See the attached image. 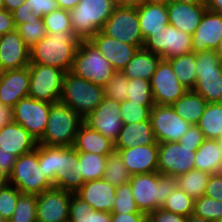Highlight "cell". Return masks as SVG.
Instances as JSON below:
<instances>
[{
  "instance_id": "6da1fadb",
  "label": "cell",
  "mask_w": 222,
  "mask_h": 222,
  "mask_svg": "<svg viewBox=\"0 0 222 222\" xmlns=\"http://www.w3.org/2000/svg\"><path fill=\"white\" fill-rule=\"evenodd\" d=\"M38 163L54 188L76 193L85 183L79 152L72 147L38 144Z\"/></svg>"
},
{
  "instance_id": "7a4b0ae2",
  "label": "cell",
  "mask_w": 222,
  "mask_h": 222,
  "mask_svg": "<svg viewBox=\"0 0 222 222\" xmlns=\"http://www.w3.org/2000/svg\"><path fill=\"white\" fill-rule=\"evenodd\" d=\"M79 42L73 31L47 33L29 49L30 64L57 67L67 73L72 68Z\"/></svg>"
},
{
  "instance_id": "3957f363",
  "label": "cell",
  "mask_w": 222,
  "mask_h": 222,
  "mask_svg": "<svg viewBox=\"0 0 222 222\" xmlns=\"http://www.w3.org/2000/svg\"><path fill=\"white\" fill-rule=\"evenodd\" d=\"M129 182L138 209L148 215L160 208L176 190L178 177L153 172L131 175Z\"/></svg>"
},
{
  "instance_id": "277c9868",
  "label": "cell",
  "mask_w": 222,
  "mask_h": 222,
  "mask_svg": "<svg viewBox=\"0 0 222 222\" xmlns=\"http://www.w3.org/2000/svg\"><path fill=\"white\" fill-rule=\"evenodd\" d=\"M83 118L61 101L51 104L48 122L38 144L72 147Z\"/></svg>"
},
{
  "instance_id": "5b68a950",
  "label": "cell",
  "mask_w": 222,
  "mask_h": 222,
  "mask_svg": "<svg viewBox=\"0 0 222 222\" xmlns=\"http://www.w3.org/2000/svg\"><path fill=\"white\" fill-rule=\"evenodd\" d=\"M114 8V0H80L69 10L72 31L80 40H90L103 29Z\"/></svg>"
},
{
  "instance_id": "8992f818",
  "label": "cell",
  "mask_w": 222,
  "mask_h": 222,
  "mask_svg": "<svg viewBox=\"0 0 222 222\" xmlns=\"http://www.w3.org/2000/svg\"><path fill=\"white\" fill-rule=\"evenodd\" d=\"M104 96L103 87L70 71L65 74L60 101L71 107L82 118L94 111Z\"/></svg>"
},
{
  "instance_id": "52a82bcc",
  "label": "cell",
  "mask_w": 222,
  "mask_h": 222,
  "mask_svg": "<svg viewBox=\"0 0 222 222\" xmlns=\"http://www.w3.org/2000/svg\"><path fill=\"white\" fill-rule=\"evenodd\" d=\"M70 72L104 88L115 70L90 40H80Z\"/></svg>"
},
{
  "instance_id": "ba28073f",
  "label": "cell",
  "mask_w": 222,
  "mask_h": 222,
  "mask_svg": "<svg viewBox=\"0 0 222 222\" xmlns=\"http://www.w3.org/2000/svg\"><path fill=\"white\" fill-rule=\"evenodd\" d=\"M196 83L193 91L207 103L222 102V61L215 50L196 53Z\"/></svg>"
},
{
  "instance_id": "9c48e42d",
  "label": "cell",
  "mask_w": 222,
  "mask_h": 222,
  "mask_svg": "<svg viewBox=\"0 0 222 222\" xmlns=\"http://www.w3.org/2000/svg\"><path fill=\"white\" fill-rule=\"evenodd\" d=\"M9 183L22 193L39 195L53 188V184L44 175L38 163V145L34 151L17 157Z\"/></svg>"
},
{
  "instance_id": "30bf717a",
  "label": "cell",
  "mask_w": 222,
  "mask_h": 222,
  "mask_svg": "<svg viewBox=\"0 0 222 222\" xmlns=\"http://www.w3.org/2000/svg\"><path fill=\"white\" fill-rule=\"evenodd\" d=\"M30 88L28 96L48 103L60 101L65 72L57 67L30 64Z\"/></svg>"
},
{
  "instance_id": "8fae6325",
  "label": "cell",
  "mask_w": 222,
  "mask_h": 222,
  "mask_svg": "<svg viewBox=\"0 0 222 222\" xmlns=\"http://www.w3.org/2000/svg\"><path fill=\"white\" fill-rule=\"evenodd\" d=\"M142 48L167 60L192 52V35L167 24L162 31L150 33L144 39Z\"/></svg>"
},
{
  "instance_id": "7c38bea8",
  "label": "cell",
  "mask_w": 222,
  "mask_h": 222,
  "mask_svg": "<svg viewBox=\"0 0 222 222\" xmlns=\"http://www.w3.org/2000/svg\"><path fill=\"white\" fill-rule=\"evenodd\" d=\"M101 31L110 38L139 49L143 47L144 39L140 31L137 8L115 6Z\"/></svg>"
},
{
  "instance_id": "4fadbf2b",
  "label": "cell",
  "mask_w": 222,
  "mask_h": 222,
  "mask_svg": "<svg viewBox=\"0 0 222 222\" xmlns=\"http://www.w3.org/2000/svg\"><path fill=\"white\" fill-rule=\"evenodd\" d=\"M50 108L51 103L39 101L29 96L25 97L13 106V121L20 124L39 141L45 133Z\"/></svg>"
},
{
  "instance_id": "5bb4252c",
  "label": "cell",
  "mask_w": 222,
  "mask_h": 222,
  "mask_svg": "<svg viewBox=\"0 0 222 222\" xmlns=\"http://www.w3.org/2000/svg\"><path fill=\"white\" fill-rule=\"evenodd\" d=\"M150 120L157 143L178 142L191 124L176 114L172 106L155 104L150 112Z\"/></svg>"
},
{
  "instance_id": "9a60e30c",
  "label": "cell",
  "mask_w": 222,
  "mask_h": 222,
  "mask_svg": "<svg viewBox=\"0 0 222 222\" xmlns=\"http://www.w3.org/2000/svg\"><path fill=\"white\" fill-rule=\"evenodd\" d=\"M197 149L181 146L179 142L158 143V172L178 177L194 170Z\"/></svg>"
},
{
  "instance_id": "2e32d148",
  "label": "cell",
  "mask_w": 222,
  "mask_h": 222,
  "mask_svg": "<svg viewBox=\"0 0 222 222\" xmlns=\"http://www.w3.org/2000/svg\"><path fill=\"white\" fill-rule=\"evenodd\" d=\"M152 96L157 105L171 106L188 90L178 81L171 63L161 59L150 80Z\"/></svg>"
},
{
  "instance_id": "e0dca14e",
  "label": "cell",
  "mask_w": 222,
  "mask_h": 222,
  "mask_svg": "<svg viewBox=\"0 0 222 222\" xmlns=\"http://www.w3.org/2000/svg\"><path fill=\"white\" fill-rule=\"evenodd\" d=\"M120 106L121 102L104 96L96 109L83 118V122L114 143L123 126Z\"/></svg>"
},
{
  "instance_id": "ac0fdd59",
  "label": "cell",
  "mask_w": 222,
  "mask_h": 222,
  "mask_svg": "<svg viewBox=\"0 0 222 222\" xmlns=\"http://www.w3.org/2000/svg\"><path fill=\"white\" fill-rule=\"evenodd\" d=\"M71 196L54 187L37 195V222H68Z\"/></svg>"
},
{
  "instance_id": "d6986e66",
  "label": "cell",
  "mask_w": 222,
  "mask_h": 222,
  "mask_svg": "<svg viewBox=\"0 0 222 222\" xmlns=\"http://www.w3.org/2000/svg\"><path fill=\"white\" fill-rule=\"evenodd\" d=\"M30 65L29 48L15 29L0 37V72Z\"/></svg>"
},
{
  "instance_id": "ffe728a7",
  "label": "cell",
  "mask_w": 222,
  "mask_h": 222,
  "mask_svg": "<svg viewBox=\"0 0 222 222\" xmlns=\"http://www.w3.org/2000/svg\"><path fill=\"white\" fill-rule=\"evenodd\" d=\"M29 88V66L0 72V103L4 106L13 108L21 99L28 97Z\"/></svg>"
},
{
  "instance_id": "44dd1931",
  "label": "cell",
  "mask_w": 222,
  "mask_h": 222,
  "mask_svg": "<svg viewBox=\"0 0 222 222\" xmlns=\"http://www.w3.org/2000/svg\"><path fill=\"white\" fill-rule=\"evenodd\" d=\"M90 41L111 63L115 71H122L139 49L137 46L110 38L102 31L97 32Z\"/></svg>"
},
{
  "instance_id": "7402d4cb",
  "label": "cell",
  "mask_w": 222,
  "mask_h": 222,
  "mask_svg": "<svg viewBox=\"0 0 222 222\" xmlns=\"http://www.w3.org/2000/svg\"><path fill=\"white\" fill-rule=\"evenodd\" d=\"M222 39V14L206 10L192 35V52L215 50Z\"/></svg>"
},
{
  "instance_id": "603a6c76",
  "label": "cell",
  "mask_w": 222,
  "mask_h": 222,
  "mask_svg": "<svg viewBox=\"0 0 222 222\" xmlns=\"http://www.w3.org/2000/svg\"><path fill=\"white\" fill-rule=\"evenodd\" d=\"M119 150L123 163L131 175L158 172V145H137Z\"/></svg>"
},
{
  "instance_id": "cb8c5ba5",
  "label": "cell",
  "mask_w": 222,
  "mask_h": 222,
  "mask_svg": "<svg viewBox=\"0 0 222 222\" xmlns=\"http://www.w3.org/2000/svg\"><path fill=\"white\" fill-rule=\"evenodd\" d=\"M38 141L20 124L12 121L0 128V152L17 157L34 151Z\"/></svg>"
},
{
  "instance_id": "d4e9b609",
  "label": "cell",
  "mask_w": 222,
  "mask_h": 222,
  "mask_svg": "<svg viewBox=\"0 0 222 222\" xmlns=\"http://www.w3.org/2000/svg\"><path fill=\"white\" fill-rule=\"evenodd\" d=\"M115 192V186L104 179H99L85 182L75 194L92 209L111 213L116 199Z\"/></svg>"
},
{
  "instance_id": "484cf974",
  "label": "cell",
  "mask_w": 222,
  "mask_h": 222,
  "mask_svg": "<svg viewBox=\"0 0 222 222\" xmlns=\"http://www.w3.org/2000/svg\"><path fill=\"white\" fill-rule=\"evenodd\" d=\"M169 24L193 35L207 10L205 5H193L169 0L167 2Z\"/></svg>"
},
{
  "instance_id": "4316f807",
  "label": "cell",
  "mask_w": 222,
  "mask_h": 222,
  "mask_svg": "<svg viewBox=\"0 0 222 222\" xmlns=\"http://www.w3.org/2000/svg\"><path fill=\"white\" fill-rule=\"evenodd\" d=\"M140 31L145 39L169 24L167 2L146 1L137 8Z\"/></svg>"
},
{
  "instance_id": "83f0119b",
  "label": "cell",
  "mask_w": 222,
  "mask_h": 222,
  "mask_svg": "<svg viewBox=\"0 0 222 222\" xmlns=\"http://www.w3.org/2000/svg\"><path fill=\"white\" fill-rule=\"evenodd\" d=\"M137 145H158L153 133L151 120L123 124L114 142V149H128Z\"/></svg>"
},
{
  "instance_id": "f1b7e54d",
  "label": "cell",
  "mask_w": 222,
  "mask_h": 222,
  "mask_svg": "<svg viewBox=\"0 0 222 222\" xmlns=\"http://www.w3.org/2000/svg\"><path fill=\"white\" fill-rule=\"evenodd\" d=\"M80 153H93L107 156L114 149V143L97 130L84 123L77 132L73 146Z\"/></svg>"
},
{
  "instance_id": "f546056e",
  "label": "cell",
  "mask_w": 222,
  "mask_h": 222,
  "mask_svg": "<svg viewBox=\"0 0 222 222\" xmlns=\"http://www.w3.org/2000/svg\"><path fill=\"white\" fill-rule=\"evenodd\" d=\"M194 169L217 174L222 172V150L218 140L205 139L196 150Z\"/></svg>"
},
{
  "instance_id": "4dcf8cb0",
  "label": "cell",
  "mask_w": 222,
  "mask_h": 222,
  "mask_svg": "<svg viewBox=\"0 0 222 222\" xmlns=\"http://www.w3.org/2000/svg\"><path fill=\"white\" fill-rule=\"evenodd\" d=\"M160 60L161 57L157 54L141 48L137 50L122 72L128 79L151 80Z\"/></svg>"
},
{
  "instance_id": "1f68e13d",
  "label": "cell",
  "mask_w": 222,
  "mask_h": 222,
  "mask_svg": "<svg viewBox=\"0 0 222 222\" xmlns=\"http://www.w3.org/2000/svg\"><path fill=\"white\" fill-rule=\"evenodd\" d=\"M207 101L193 90H188L171 106L178 116L191 125H197L207 106Z\"/></svg>"
},
{
  "instance_id": "d6a6232c",
  "label": "cell",
  "mask_w": 222,
  "mask_h": 222,
  "mask_svg": "<svg viewBox=\"0 0 222 222\" xmlns=\"http://www.w3.org/2000/svg\"><path fill=\"white\" fill-rule=\"evenodd\" d=\"M178 81L187 89L193 90L196 83V53L189 52L167 59Z\"/></svg>"
},
{
  "instance_id": "836d02e7",
  "label": "cell",
  "mask_w": 222,
  "mask_h": 222,
  "mask_svg": "<svg viewBox=\"0 0 222 222\" xmlns=\"http://www.w3.org/2000/svg\"><path fill=\"white\" fill-rule=\"evenodd\" d=\"M68 222H111V213L100 212L72 193Z\"/></svg>"
},
{
  "instance_id": "e575fe53",
  "label": "cell",
  "mask_w": 222,
  "mask_h": 222,
  "mask_svg": "<svg viewBox=\"0 0 222 222\" xmlns=\"http://www.w3.org/2000/svg\"><path fill=\"white\" fill-rule=\"evenodd\" d=\"M197 126L206 139L217 140L222 134V102L208 103Z\"/></svg>"
},
{
  "instance_id": "d590c367",
  "label": "cell",
  "mask_w": 222,
  "mask_h": 222,
  "mask_svg": "<svg viewBox=\"0 0 222 222\" xmlns=\"http://www.w3.org/2000/svg\"><path fill=\"white\" fill-rule=\"evenodd\" d=\"M103 179L115 187L130 181L131 174L125 167L119 150L113 149L107 154Z\"/></svg>"
},
{
  "instance_id": "8d00e7d4",
  "label": "cell",
  "mask_w": 222,
  "mask_h": 222,
  "mask_svg": "<svg viewBox=\"0 0 222 222\" xmlns=\"http://www.w3.org/2000/svg\"><path fill=\"white\" fill-rule=\"evenodd\" d=\"M211 174L197 169L178 176L177 187L182 189L193 200L204 195Z\"/></svg>"
},
{
  "instance_id": "74e56055",
  "label": "cell",
  "mask_w": 222,
  "mask_h": 222,
  "mask_svg": "<svg viewBox=\"0 0 222 222\" xmlns=\"http://www.w3.org/2000/svg\"><path fill=\"white\" fill-rule=\"evenodd\" d=\"M79 165L84 182L103 179L106 156L79 152Z\"/></svg>"
},
{
  "instance_id": "f35d334b",
  "label": "cell",
  "mask_w": 222,
  "mask_h": 222,
  "mask_svg": "<svg viewBox=\"0 0 222 222\" xmlns=\"http://www.w3.org/2000/svg\"><path fill=\"white\" fill-rule=\"evenodd\" d=\"M127 100L132 103H140V106H154L150 80L129 79Z\"/></svg>"
},
{
  "instance_id": "ab89813d",
  "label": "cell",
  "mask_w": 222,
  "mask_h": 222,
  "mask_svg": "<svg viewBox=\"0 0 222 222\" xmlns=\"http://www.w3.org/2000/svg\"><path fill=\"white\" fill-rule=\"evenodd\" d=\"M166 211L189 217L194 212V200L178 187L161 206Z\"/></svg>"
},
{
  "instance_id": "60d3db41",
  "label": "cell",
  "mask_w": 222,
  "mask_h": 222,
  "mask_svg": "<svg viewBox=\"0 0 222 222\" xmlns=\"http://www.w3.org/2000/svg\"><path fill=\"white\" fill-rule=\"evenodd\" d=\"M37 195L21 193L11 222H37Z\"/></svg>"
},
{
  "instance_id": "b9f144b4",
  "label": "cell",
  "mask_w": 222,
  "mask_h": 222,
  "mask_svg": "<svg viewBox=\"0 0 222 222\" xmlns=\"http://www.w3.org/2000/svg\"><path fill=\"white\" fill-rule=\"evenodd\" d=\"M16 30L29 49L47 35L43 19L39 17L29 20L28 23L18 25Z\"/></svg>"
},
{
  "instance_id": "7bdbcfd3",
  "label": "cell",
  "mask_w": 222,
  "mask_h": 222,
  "mask_svg": "<svg viewBox=\"0 0 222 222\" xmlns=\"http://www.w3.org/2000/svg\"><path fill=\"white\" fill-rule=\"evenodd\" d=\"M193 214L206 220L217 222L222 218V201L203 195L194 200Z\"/></svg>"
},
{
  "instance_id": "ee69618b",
  "label": "cell",
  "mask_w": 222,
  "mask_h": 222,
  "mask_svg": "<svg viewBox=\"0 0 222 222\" xmlns=\"http://www.w3.org/2000/svg\"><path fill=\"white\" fill-rule=\"evenodd\" d=\"M115 196V204L111 213H143L140 212L133 198L130 182L116 187Z\"/></svg>"
},
{
  "instance_id": "f6af8a7d",
  "label": "cell",
  "mask_w": 222,
  "mask_h": 222,
  "mask_svg": "<svg viewBox=\"0 0 222 222\" xmlns=\"http://www.w3.org/2000/svg\"><path fill=\"white\" fill-rule=\"evenodd\" d=\"M153 106H140V103L130 102L127 99L121 102L120 114L123 124H134L150 120Z\"/></svg>"
},
{
  "instance_id": "bcb514c9",
  "label": "cell",
  "mask_w": 222,
  "mask_h": 222,
  "mask_svg": "<svg viewBox=\"0 0 222 222\" xmlns=\"http://www.w3.org/2000/svg\"><path fill=\"white\" fill-rule=\"evenodd\" d=\"M129 79L122 71H115L111 79L104 87L105 97L118 102H123L127 99Z\"/></svg>"
},
{
  "instance_id": "7dc6e473",
  "label": "cell",
  "mask_w": 222,
  "mask_h": 222,
  "mask_svg": "<svg viewBox=\"0 0 222 222\" xmlns=\"http://www.w3.org/2000/svg\"><path fill=\"white\" fill-rule=\"evenodd\" d=\"M47 33L72 31L68 10L56 9L42 17Z\"/></svg>"
},
{
  "instance_id": "c3c4849f",
  "label": "cell",
  "mask_w": 222,
  "mask_h": 222,
  "mask_svg": "<svg viewBox=\"0 0 222 222\" xmlns=\"http://www.w3.org/2000/svg\"><path fill=\"white\" fill-rule=\"evenodd\" d=\"M21 193L18 188L10 183L0 189V213L6 221L11 219Z\"/></svg>"
},
{
  "instance_id": "681fc988",
  "label": "cell",
  "mask_w": 222,
  "mask_h": 222,
  "mask_svg": "<svg viewBox=\"0 0 222 222\" xmlns=\"http://www.w3.org/2000/svg\"><path fill=\"white\" fill-rule=\"evenodd\" d=\"M24 3L39 18L59 8L56 0H26Z\"/></svg>"
},
{
  "instance_id": "f907efd6",
  "label": "cell",
  "mask_w": 222,
  "mask_h": 222,
  "mask_svg": "<svg viewBox=\"0 0 222 222\" xmlns=\"http://www.w3.org/2000/svg\"><path fill=\"white\" fill-rule=\"evenodd\" d=\"M205 139L206 138L199 127L197 125H191L185 135L181 137L178 142L181 144V146H186L188 148H199Z\"/></svg>"
},
{
  "instance_id": "816d5d0a",
  "label": "cell",
  "mask_w": 222,
  "mask_h": 222,
  "mask_svg": "<svg viewBox=\"0 0 222 222\" xmlns=\"http://www.w3.org/2000/svg\"><path fill=\"white\" fill-rule=\"evenodd\" d=\"M187 218L160 207L147 215V222H187Z\"/></svg>"
},
{
  "instance_id": "f5cc1de1",
  "label": "cell",
  "mask_w": 222,
  "mask_h": 222,
  "mask_svg": "<svg viewBox=\"0 0 222 222\" xmlns=\"http://www.w3.org/2000/svg\"><path fill=\"white\" fill-rule=\"evenodd\" d=\"M204 195L222 201V172L209 176Z\"/></svg>"
},
{
  "instance_id": "db71d44e",
  "label": "cell",
  "mask_w": 222,
  "mask_h": 222,
  "mask_svg": "<svg viewBox=\"0 0 222 222\" xmlns=\"http://www.w3.org/2000/svg\"><path fill=\"white\" fill-rule=\"evenodd\" d=\"M15 26L28 23L29 20H33L36 16L33 14L32 9H29L27 4L23 3L16 10L12 12Z\"/></svg>"
},
{
  "instance_id": "11a10c76",
  "label": "cell",
  "mask_w": 222,
  "mask_h": 222,
  "mask_svg": "<svg viewBox=\"0 0 222 222\" xmlns=\"http://www.w3.org/2000/svg\"><path fill=\"white\" fill-rule=\"evenodd\" d=\"M16 29L13 15L6 9H0V37Z\"/></svg>"
},
{
  "instance_id": "9f6ffc18",
  "label": "cell",
  "mask_w": 222,
  "mask_h": 222,
  "mask_svg": "<svg viewBox=\"0 0 222 222\" xmlns=\"http://www.w3.org/2000/svg\"><path fill=\"white\" fill-rule=\"evenodd\" d=\"M111 222H147V215L144 213H111Z\"/></svg>"
},
{
  "instance_id": "6f0895ef",
  "label": "cell",
  "mask_w": 222,
  "mask_h": 222,
  "mask_svg": "<svg viewBox=\"0 0 222 222\" xmlns=\"http://www.w3.org/2000/svg\"><path fill=\"white\" fill-rule=\"evenodd\" d=\"M17 156L8 152H0V167H2L8 174L13 170Z\"/></svg>"
},
{
  "instance_id": "680465c9",
  "label": "cell",
  "mask_w": 222,
  "mask_h": 222,
  "mask_svg": "<svg viewBox=\"0 0 222 222\" xmlns=\"http://www.w3.org/2000/svg\"><path fill=\"white\" fill-rule=\"evenodd\" d=\"M13 121L12 108L0 103V128Z\"/></svg>"
},
{
  "instance_id": "91938a15",
  "label": "cell",
  "mask_w": 222,
  "mask_h": 222,
  "mask_svg": "<svg viewBox=\"0 0 222 222\" xmlns=\"http://www.w3.org/2000/svg\"><path fill=\"white\" fill-rule=\"evenodd\" d=\"M146 1L148 0H114V4L118 7L138 8Z\"/></svg>"
},
{
  "instance_id": "94428289",
  "label": "cell",
  "mask_w": 222,
  "mask_h": 222,
  "mask_svg": "<svg viewBox=\"0 0 222 222\" xmlns=\"http://www.w3.org/2000/svg\"><path fill=\"white\" fill-rule=\"evenodd\" d=\"M205 6L212 12L222 14V0H207Z\"/></svg>"
},
{
  "instance_id": "6125c7cd",
  "label": "cell",
  "mask_w": 222,
  "mask_h": 222,
  "mask_svg": "<svg viewBox=\"0 0 222 222\" xmlns=\"http://www.w3.org/2000/svg\"><path fill=\"white\" fill-rule=\"evenodd\" d=\"M58 7L64 10H71L77 6L80 0H56Z\"/></svg>"
},
{
  "instance_id": "be15d7a7",
  "label": "cell",
  "mask_w": 222,
  "mask_h": 222,
  "mask_svg": "<svg viewBox=\"0 0 222 222\" xmlns=\"http://www.w3.org/2000/svg\"><path fill=\"white\" fill-rule=\"evenodd\" d=\"M5 9L12 13L20 5H22L26 0H3Z\"/></svg>"
},
{
  "instance_id": "e7e4bbea",
  "label": "cell",
  "mask_w": 222,
  "mask_h": 222,
  "mask_svg": "<svg viewBox=\"0 0 222 222\" xmlns=\"http://www.w3.org/2000/svg\"><path fill=\"white\" fill-rule=\"evenodd\" d=\"M9 184V174L0 167V189Z\"/></svg>"
},
{
  "instance_id": "03108f58",
  "label": "cell",
  "mask_w": 222,
  "mask_h": 222,
  "mask_svg": "<svg viewBox=\"0 0 222 222\" xmlns=\"http://www.w3.org/2000/svg\"><path fill=\"white\" fill-rule=\"evenodd\" d=\"M179 3L193 4V5H206L207 0H172Z\"/></svg>"
},
{
  "instance_id": "003e7915",
  "label": "cell",
  "mask_w": 222,
  "mask_h": 222,
  "mask_svg": "<svg viewBox=\"0 0 222 222\" xmlns=\"http://www.w3.org/2000/svg\"><path fill=\"white\" fill-rule=\"evenodd\" d=\"M187 222H212V221L206 220L204 218H201L192 214L187 218Z\"/></svg>"
},
{
  "instance_id": "a7ac6f4b",
  "label": "cell",
  "mask_w": 222,
  "mask_h": 222,
  "mask_svg": "<svg viewBox=\"0 0 222 222\" xmlns=\"http://www.w3.org/2000/svg\"><path fill=\"white\" fill-rule=\"evenodd\" d=\"M215 52L222 61V39L219 41V44H218L217 48L215 49Z\"/></svg>"
},
{
  "instance_id": "89a4df30",
  "label": "cell",
  "mask_w": 222,
  "mask_h": 222,
  "mask_svg": "<svg viewBox=\"0 0 222 222\" xmlns=\"http://www.w3.org/2000/svg\"><path fill=\"white\" fill-rule=\"evenodd\" d=\"M217 140H218V142L220 144V148L222 150V134H221V136Z\"/></svg>"
},
{
  "instance_id": "2644e50d",
  "label": "cell",
  "mask_w": 222,
  "mask_h": 222,
  "mask_svg": "<svg viewBox=\"0 0 222 222\" xmlns=\"http://www.w3.org/2000/svg\"><path fill=\"white\" fill-rule=\"evenodd\" d=\"M0 9H5L3 0H0Z\"/></svg>"
},
{
  "instance_id": "8c879c8a",
  "label": "cell",
  "mask_w": 222,
  "mask_h": 222,
  "mask_svg": "<svg viewBox=\"0 0 222 222\" xmlns=\"http://www.w3.org/2000/svg\"><path fill=\"white\" fill-rule=\"evenodd\" d=\"M0 222H6V219L3 217L1 213H0Z\"/></svg>"
},
{
  "instance_id": "753ad0ef",
  "label": "cell",
  "mask_w": 222,
  "mask_h": 222,
  "mask_svg": "<svg viewBox=\"0 0 222 222\" xmlns=\"http://www.w3.org/2000/svg\"><path fill=\"white\" fill-rule=\"evenodd\" d=\"M149 1L168 2L169 0H149Z\"/></svg>"
}]
</instances>
